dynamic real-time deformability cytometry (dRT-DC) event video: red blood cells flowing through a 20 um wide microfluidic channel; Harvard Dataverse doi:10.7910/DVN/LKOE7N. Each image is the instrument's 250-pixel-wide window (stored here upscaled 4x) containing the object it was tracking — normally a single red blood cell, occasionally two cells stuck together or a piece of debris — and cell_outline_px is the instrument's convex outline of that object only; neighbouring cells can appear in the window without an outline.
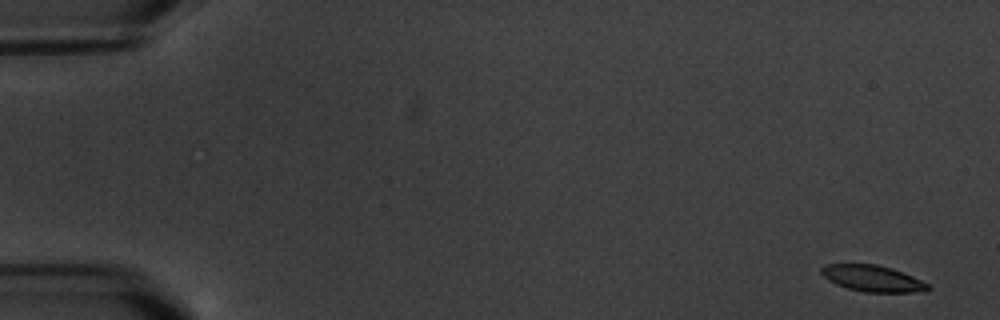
{"species": "common noctule bat (a hibernating species)", "species_latin": "Nyctalus noctula", "temperature_condition": "warm", "stored_images_in_passage": 4, "camera_frame_rate_fps": 3000, "um_per_image_px": 0.085, "animal": {"sex": "male", "body_mass_g": 20.1, "forearm_length_mm": 53.5}, "frame": {"image": 1, "passage_image": 1, "time_ms": 0.0, "image_size_px": [1000, 320], "cell_outline_px": [[932, 288], [928, 292], [864, 292], [848, 288], [836, 284], [828, 280], [820, 272], [820, 268], [828, 264], [876, 264], [892, 268], [912, 276], [928, 284]], "centroid_in_image_um": [74.19, 23.67], "position_along_channel_um": 10.8, "area_um2": 16.36}}